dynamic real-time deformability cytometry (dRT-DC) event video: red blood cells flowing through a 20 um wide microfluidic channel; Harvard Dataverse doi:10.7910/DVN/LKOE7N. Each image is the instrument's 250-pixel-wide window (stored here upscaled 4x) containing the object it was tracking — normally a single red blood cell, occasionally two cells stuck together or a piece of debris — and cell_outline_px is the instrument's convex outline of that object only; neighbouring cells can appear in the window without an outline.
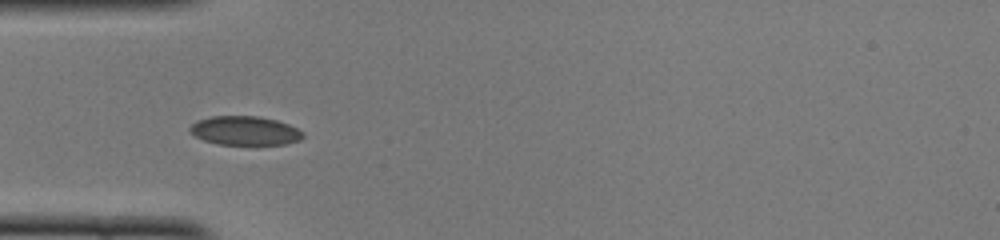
{"species": "common noctule bat (a hibernating species)", "species_latin": "Nyctalus noctula", "temperature_condition": "cold", "stored_images_in_passage": 50, "camera_frame_rate_fps": 3000, "um_per_image_px": 0.085, "animal": {"sex": "female", "body_mass_g": 22.0, "forearm_length_mm": 56.7}, "frame": {"image": 1, "passage_image": 15, "time_ms": 4.667, "image_size_px": [1000, 240], "cell_outline_px": [[304, 136], [300, 140], [284, 144], [216, 144], [204, 140], [196, 136], [188, 128], [196, 120], [212, 116], [256, 116], [276, 120], [288, 124], [304, 132]], "centroid_in_image_um": [20.81, 11.1], "position_along_channel_um": 64.2, "area_um2": 18.96}}
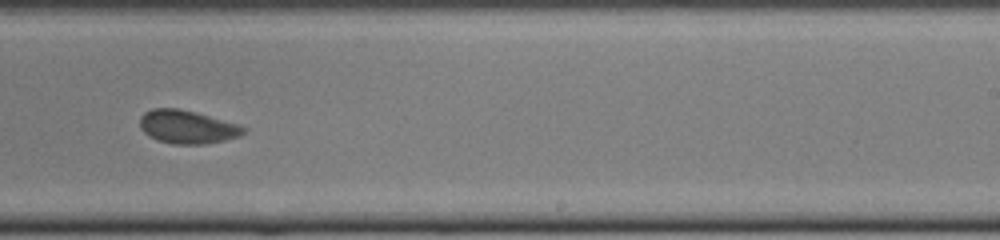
{"frame": {"image": 2, "passage_image": 31, "time_ms": 10.0, "image_size_px": [1000, 240], "cell_outline_px": [[248, 128], [240, 136], [224, 140], [204, 144], [172, 144], [156, 140], [148, 136], [140, 128], [140, 116], [144, 112], [152, 108], [180, 108], [196, 112], [240, 124]], "centroid_in_image_um": [15.91, 10.78], "position_along_channel_um": 273.1, "area_um2": 20.4}}
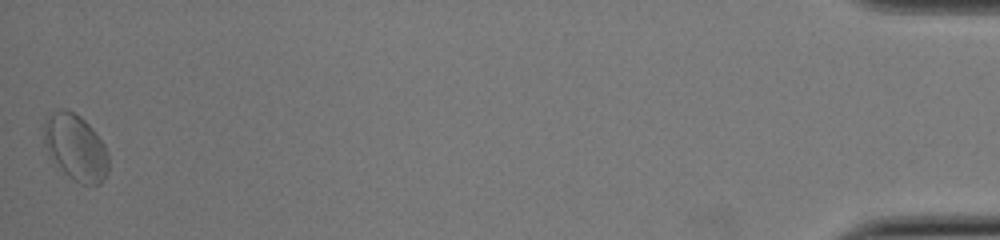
{"frame": {"image": 3, "passage_image": 50, "time_ms": 16.333, "image_size_px": [1000, 240], "cell_outline_px": [[108, 172], [104, 180], [100, 184], [80, 184], [72, 180], [64, 172], [48, 152], [44, 144], [44, 116], [48, 112], [56, 108], [64, 108], [80, 116], [92, 128], [104, 144], [108, 152]], "centroid_in_image_um": [6.42, 12.49], "position_along_channel_um": 428.8, "area_um2": 25.14}, "authors_computed_cell_mechanics": {"area_um2": 20.23, "velocity_mm_per_s": 3.9313, "shape_relaxation_time_tau1_ms": 8.412, "shape_relaxation_time_tau2_ms": 0.8964, "deformation_change_tau1": 0.0853, "deformation_change_tau2": 0.0426}}